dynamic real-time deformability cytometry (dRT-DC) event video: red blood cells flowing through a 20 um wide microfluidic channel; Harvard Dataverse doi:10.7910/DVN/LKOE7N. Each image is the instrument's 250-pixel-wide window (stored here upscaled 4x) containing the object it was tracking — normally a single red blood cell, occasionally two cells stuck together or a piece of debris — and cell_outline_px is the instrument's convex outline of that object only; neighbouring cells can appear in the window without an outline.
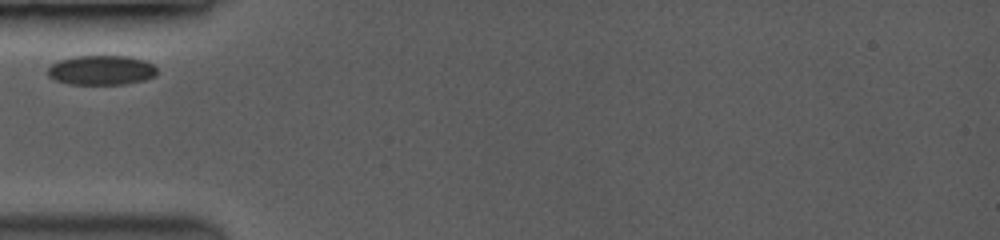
{"species": "common noctule bat (a hibernating species)", "species_latin": "Nyctalus noctula", "temperature_condition": "room temperature", "stored_images_in_passage": 6, "camera_frame_rate_fps": 3500, "um_per_image_px": 0.085, "animal": {"sex": "female", "body_mass_g": 19.0, "forearm_length_mm": 53.3}, "frame": {"image": 1, "passage_image": 1, "time_ms": 0.0, "image_size_px": [1000, 240], "cell_outline_px": [[156, 76], [144, 80], [124, 84], [68, 84], [56, 80], [48, 76], [48, 68], [52, 64], [60, 60], [76, 56], [128, 56], [144, 60], [152, 64], [156, 68]], "centroid_in_image_um": [8.62, 5.96], "position_along_channel_um": 76.4, "area_um2": 18.79}}
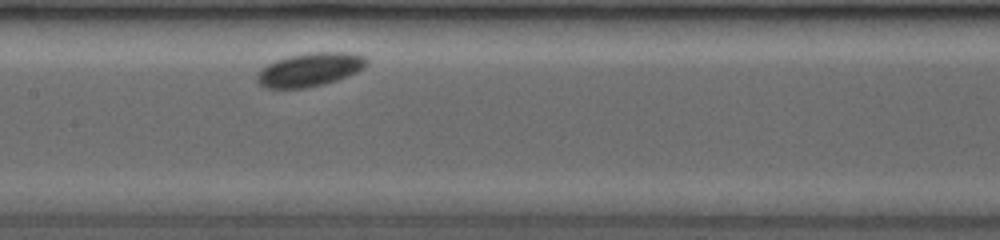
{"frame": {"image": 2, "passage_image": 6, "time_ms": 2.857, "image_size_px": [1000, 240], "cell_outline_px": [[368, 64], [364, 68], [356, 72], [336, 80], [304, 88], [264, 88], [256, 80], [256, 76], [260, 68], [276, 60], [288, 56], [308, 52], [352, 52], [364, 56], [368, 60]], "centroid_in_image_um": [26.33, 5.9], "position_along_channel_um": 181.1, "area_um2": 21.44}}